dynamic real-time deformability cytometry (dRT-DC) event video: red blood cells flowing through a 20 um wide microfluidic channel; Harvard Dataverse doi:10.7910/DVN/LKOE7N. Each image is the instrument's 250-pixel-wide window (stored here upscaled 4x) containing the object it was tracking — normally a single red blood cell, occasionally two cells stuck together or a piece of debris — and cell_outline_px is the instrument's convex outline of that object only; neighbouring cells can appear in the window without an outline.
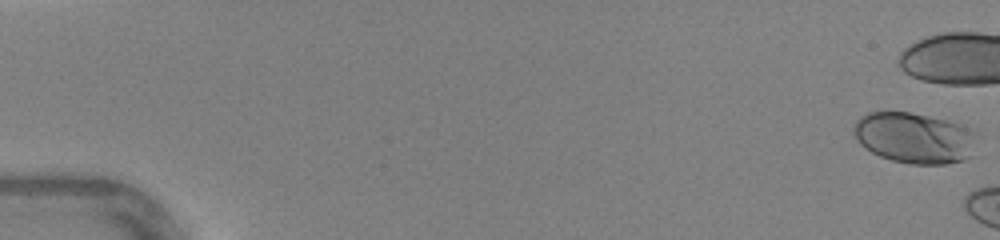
{"species": "human", "species_latin": "Homo sapiens", "temperature_condition": "warm", "stored_images_in_passage": 8, "camera_frame_rate_fps": 3000, "um_per_image_px": 0.085, "donor": {"sex": "female"}, "frame": {"image": 1, "passage_image": 1, "time_ms": 0.0, "image_size_px": [1000, 240], "cell_outline_px": [[972, 156], [964, 160], [948, 164], [908, 164], [892, 160], [880, 156], [864, 148], [860, 144], [856, 136], [856, 120], [860, 116], [868, 112], [908, 112], [948, 120], [972, 132]], "centroid_in_image_um": [77.67, 11.73], "position_along_channel_um": 7.3, "area_um2": 35.78}}